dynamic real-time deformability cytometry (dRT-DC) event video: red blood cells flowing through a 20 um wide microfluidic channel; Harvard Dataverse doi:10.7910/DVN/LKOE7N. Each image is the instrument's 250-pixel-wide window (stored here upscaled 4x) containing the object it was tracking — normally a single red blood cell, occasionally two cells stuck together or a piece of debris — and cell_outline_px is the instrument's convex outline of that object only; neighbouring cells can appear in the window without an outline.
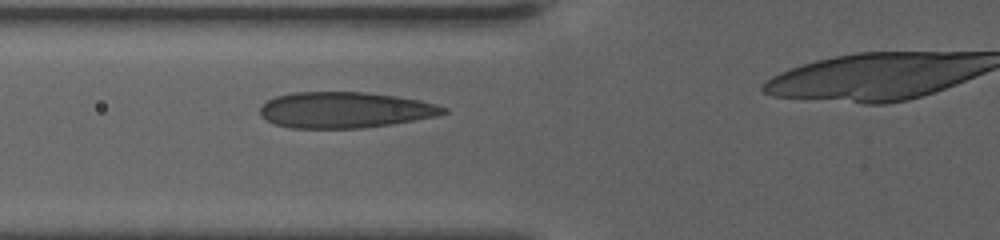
{"species": "human", "species_latin": "Homo sapiens", "temperature_condition": "warm", "stored_images_in_passage": 38, "camera_frame_rate_fps": 3000, "um_per_image_px": 0.085, "donor": {"sex": "female"}, "frame": {"image": 1, "passage_image": 9, "time_ms": 2.667, "image_size_px": [1000, 240], "cell_outline_px": [[448, 112], [436, 116], [364, 128], [292, 128], [276, 124], [260, 116], [260, 108], [268, 100], [276, 96], [292, 92], [364, 92], [396, 96], [420, 100], [436, 104], [448, 108]], "centroid_in_image_um": [29.32, 9.34], "position_along_channel_um": 96.5, "area_um2": 38.26}}
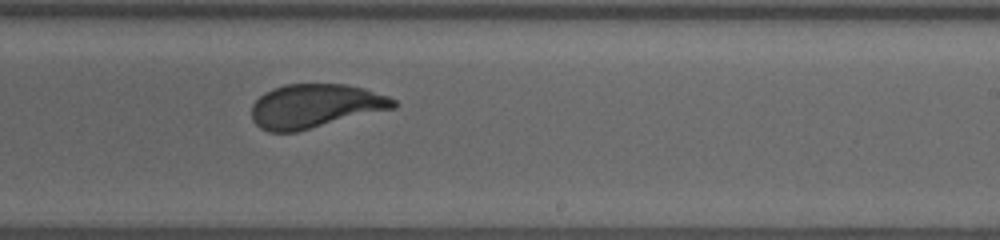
{"frame": {"image": 2, "passage_image": 23, "time_ms": 7.333, "image_size_px": [1000, 240], "cell_outline_px": [[400, 104], [396, 108], [296, 132], [268, 132], [260, 128], [252, 120], [252, 104], [264, 92], [272, 88], [284, 84], [348, 84], [364, 88], [388, 96], [396, 100]], "centroid_in_image_um": [26.8, 9.01], "position_along_channel_um": 262.2, "area_um2": 36.65}}
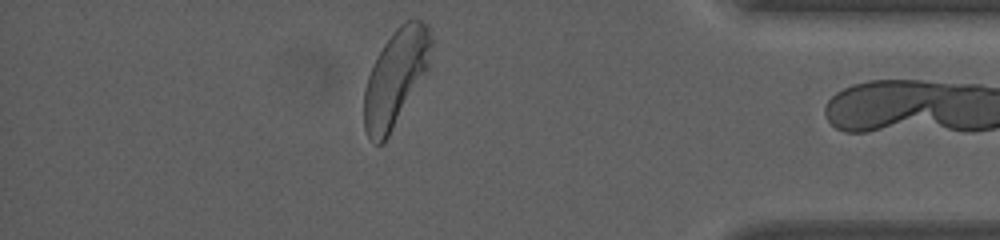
{"frame": {"image": 3, "passage_image": 37, "time_ms": 12.0, "image_size_px": [1000, 240], "cell_outline_px": [[432, 44], [428, 68], [384, 144], [376, 144], [368, 136], [364, 128], [364, 88], [368, 76], [384, 44], [392, 32], [400, 24], [408, 20], [420, 20], [428, 24], [432, 40]], "centroid_in_image_um": [33.63, 6.6], "position_along_channel_um": 401.6, "area_um2": 37.22}}